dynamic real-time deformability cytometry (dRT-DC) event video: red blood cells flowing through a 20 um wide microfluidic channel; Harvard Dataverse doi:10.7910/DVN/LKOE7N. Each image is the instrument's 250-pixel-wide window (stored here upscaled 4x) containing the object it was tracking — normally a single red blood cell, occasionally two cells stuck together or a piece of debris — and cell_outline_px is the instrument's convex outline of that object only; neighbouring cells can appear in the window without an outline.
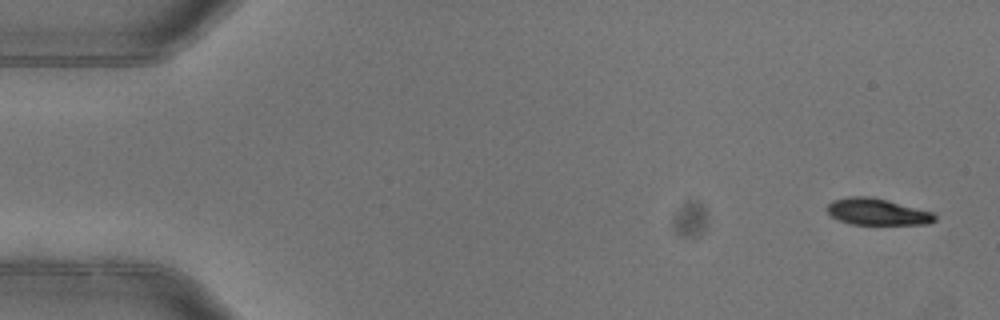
{"species": "common noctule bat (a hibernating species)", "species_latin": "Nyctalus noctula", "temperature_condition": "warm", "stored_images_in_passage": 6, "segment_of_instrument_passage": [2, 2], "camera_frame_rate_fps": 3000, "um_per_image_px": 0.085, "animal": {"sex": "female"}, "frame": {"image": 1, "passage_image": 6, "time_ms": 1.667, "image_size_px": [1000, 320], "cell_outline_px": [[936, 220], [928, 224], [852, 224], [840, 220], [832, 216], [828, 212], [828, 204], [832, 200], [848, 196], [872, 196], [932, 212], [936, 216]], "centroid_in_image_um": [74.56, 17.99], "position_along_channel_um": 10.4, "area_um2": 16.53}}